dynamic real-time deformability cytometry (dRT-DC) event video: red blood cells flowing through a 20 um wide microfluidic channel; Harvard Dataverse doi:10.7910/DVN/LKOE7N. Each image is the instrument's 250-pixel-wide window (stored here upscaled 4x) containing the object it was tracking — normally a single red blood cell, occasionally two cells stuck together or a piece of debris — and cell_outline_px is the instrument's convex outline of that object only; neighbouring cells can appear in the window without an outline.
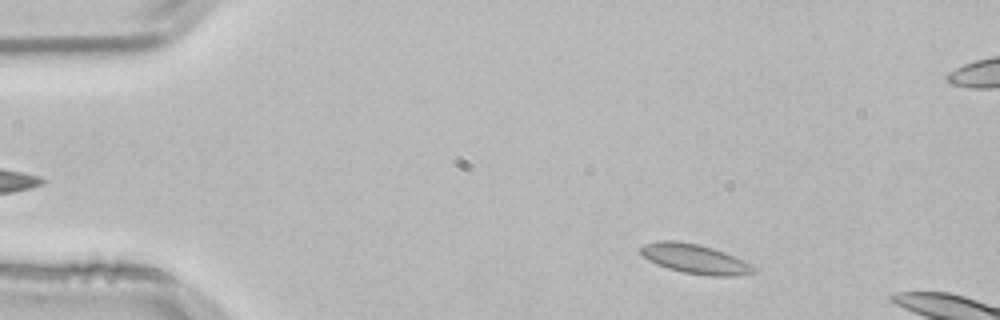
{"species": "common noctule bat (a hibernating species)", "species_latin": "Nyctalus noctula", "temperature_condition": "room temperature", "stored_images_in_passage": 51, "camera_frame_rate_fps": 3000, "um_per_image_px": 0.085, "animal": {"sex": "male", "body_mass_g": 21.5, "forearm_length_mm": 52.0}, "frame": {"image": 1, "passage_image": 5, "time_ms": 1.333, "image_size_px": [1000, 320], "cell_outline_px": [[756, 272], [736, 276], [712, 276], [684, 272], [668, 268], [656, 264], [648, 260], [640, 252], [640, 248], [644, 244], [656, 240], [676, 240], [696, 244], [712, 248], [724, 252], [752, 264], [756, 268]], "centroid_in_image_um": [59.06, 22.0], "position_along_channel_um": 25.9, "area_um2": 19.36}}
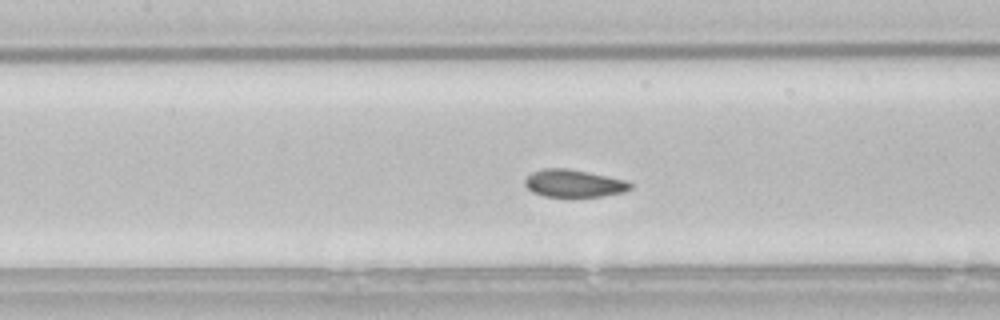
{"frame": {"image": 2, "passage_image": 21, "time_ms": 6.667, "image_size_px": [1000, 320], "cell_outline_px": [[632, 188], [624, 192], [600, 196], [544, 196], [532, 192], [524, 184], [524, 180], [532, 172], [544, 168], [568, 168], [628, 180], [632, 184]], "centroid_in_image_um": [48.79, 15.57], "position_along_channel_um": 158.6, "area_um2": 16.88}}
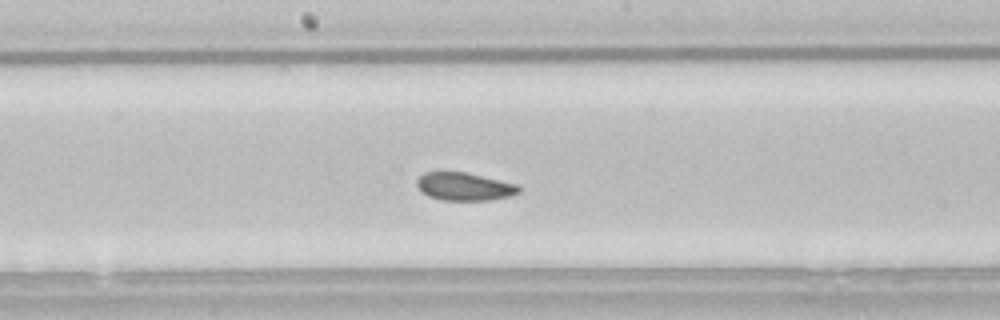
{"frame": {"image": 3, "passage_image": 25, "time_ms": 8.0, "image_size_px": [1000, 320], "cell_outline_px": [[520, 192], [508, 196], [492, 200], [440, 200], [428, 196], [416, 184], [416, 180], [424, 172], [464, 172], [516, 184], [520, 188]], "centroid_in_image_um": [39.45, 15.86], "position_along_channel_um": 208.7, "area_um2": 16.36}, "authors_computed_cell_mechanics": {"area_um2": 17.3978, "velocity_mm_per_s": 3.7765, "shape_relaxation_time_tau1_ms": 1.8613, "shape_relaxation_time_tau2_ms": null, "deformation_change_tau1": 0.0719, "deformation_change_tau2": null}}